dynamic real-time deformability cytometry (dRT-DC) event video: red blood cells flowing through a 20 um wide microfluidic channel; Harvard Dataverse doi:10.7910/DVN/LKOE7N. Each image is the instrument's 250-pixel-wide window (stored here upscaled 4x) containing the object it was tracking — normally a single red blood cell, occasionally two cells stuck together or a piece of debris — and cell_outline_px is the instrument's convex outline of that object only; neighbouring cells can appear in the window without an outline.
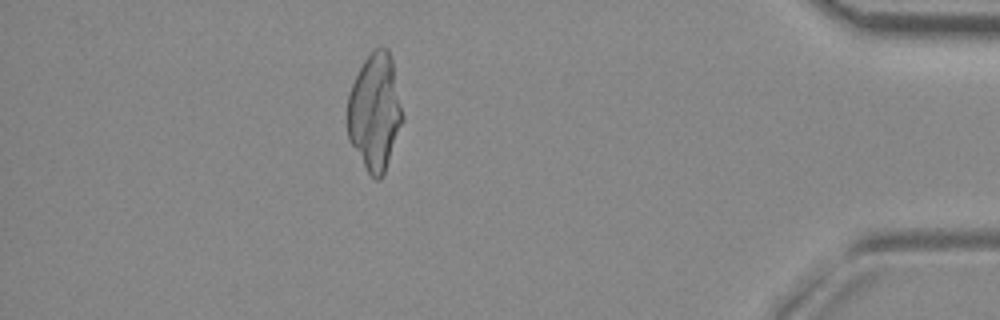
{"species": "common noctule bat (a hibernating species)", "species_latin": "Nyctalus noctula", "temperature_condition": "room temperature", "stored_images_in_passage": 46, "camera_frame_rate_fps": 3000, "um_per_image_px": 0.085, "animal": {"sex": "female", "body_mass_g": 29.2, "forearm_length_mm": 56.3}, "frame": {"image": 1, "passage_image": 40, "time_ms": 13.0, "image_size_px": [1000, 320], "cell_outline_px": [[404, 120], [384, 172], [380, 180], [376, 180], [368, 172], [348, 140], [348, 92], [364, 60], [376, 48], [388, 48], [392, 60], [404, 116]], "centroid_in_image_um": [31.87, 9.52], "position_along_channel_um": 403.3, "area_um2": 37.28}}